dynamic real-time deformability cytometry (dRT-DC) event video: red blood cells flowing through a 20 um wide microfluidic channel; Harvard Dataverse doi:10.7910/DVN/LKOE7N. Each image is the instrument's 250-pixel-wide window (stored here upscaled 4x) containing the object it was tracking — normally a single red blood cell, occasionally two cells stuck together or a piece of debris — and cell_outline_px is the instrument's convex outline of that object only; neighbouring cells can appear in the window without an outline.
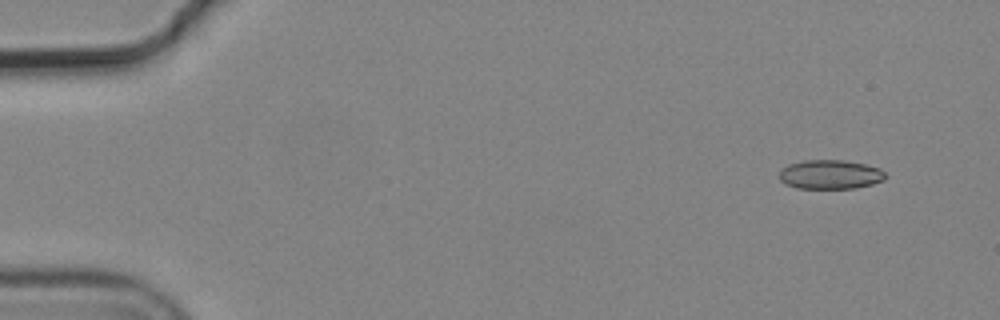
{"species": "common noctule bat (a hibernating species)", "species_latin": "Nyctalus noctula", "temperature_condition": "cold", "stored_images_in_passage": 15, "camera_frame_rate_fps": 3000, "um_per_image_px": 0.085, "animal": {"sex": "male", "body_mass_g": 19.2, "forearm_length_mm": 51.8}, "frame": {"image": 1, "passage_image": 2, "time_ms": 0.333, "image_size_px": [1000, 320], "cell_outline_px": [[888, 176], [884, 180], [872, 184], [856, 188], [796, 188], [784, 184], [780, 180], [780, 172], [788, 164], [804, 160], [844, 160], [864, 164], [880, 168]], "centroid_in_image_um": [70.59, 14.83], "position_along_channel_um": 14.4, "area_um2": 18.09}}
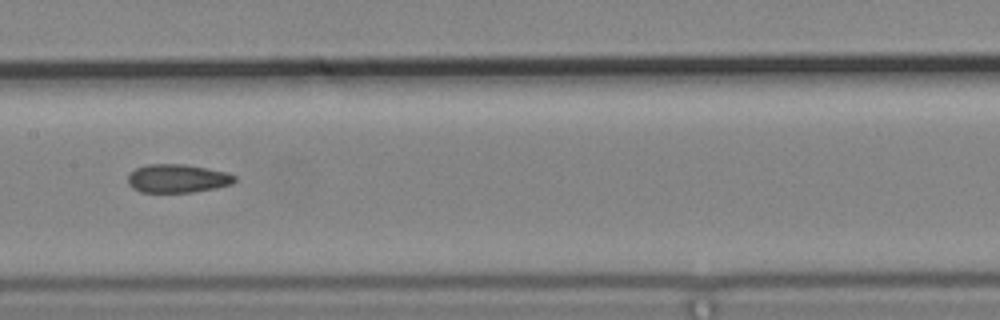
{"frame": {"image": 2, "passage_image": 8, "time_ms": 2.333, "image_size_px": [1000, 320], "cell_outline_px": [[236, 180], [232, 184], [216, 188], [192, 192], [140, 192], [132, 188], [128, 184], [128, 176], [136, 168], [148, 164], [184, 164], [224, 172], [236, 176]], "centroid_in_image_um": [15.07, 15.18], "position_along_channel_um": 192.3, "area_um2": 17.57}}
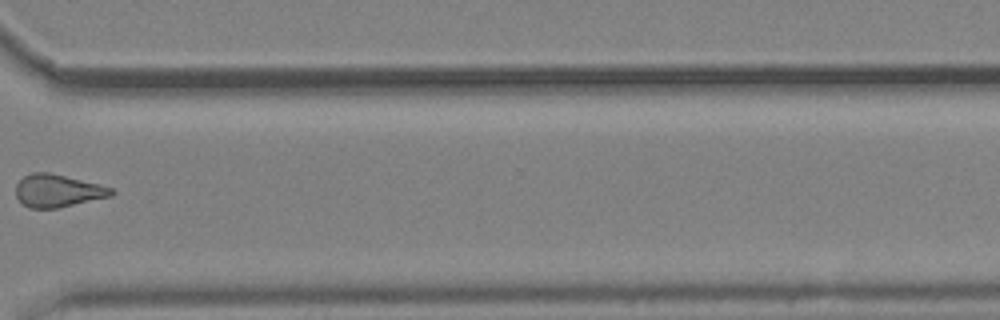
{"frame": {"image": 3, "passage_image": 12, "time_ms": 3.667, "image_size_px": [1000, 320], "cell_outline_px": [[116, 192], [112, 196], [56, 208], [28, 208], [16, 196], [16, 184], [24, 176], [32, 172], [48, 172], [100, 184], [112, 188]], "centroid_in_image_um": [4.92, 16.21], "position_along_channel_um": 365.7, "area_um2": 18.09}}